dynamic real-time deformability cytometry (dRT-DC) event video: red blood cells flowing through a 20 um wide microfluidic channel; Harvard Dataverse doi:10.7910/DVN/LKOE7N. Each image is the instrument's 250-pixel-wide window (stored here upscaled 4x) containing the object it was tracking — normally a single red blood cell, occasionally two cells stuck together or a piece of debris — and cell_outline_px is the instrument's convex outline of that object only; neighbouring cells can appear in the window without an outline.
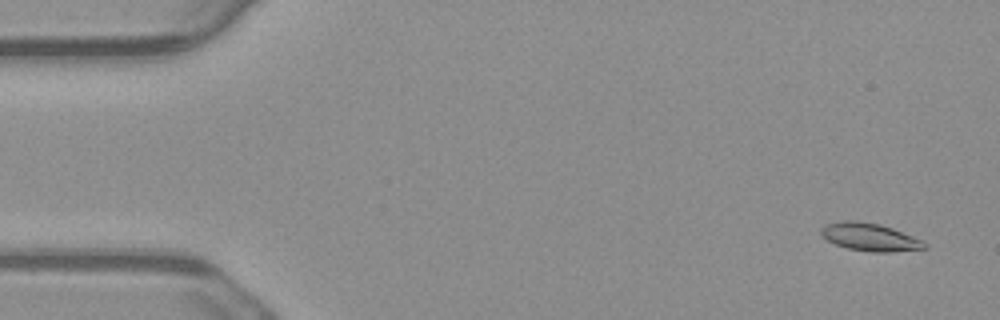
{"species": "common noctule bat (a hibernating species)", "species_latin": "Nyctalus noctula", "temperature_condition": "warm", "stored_images_in_passage": 5, "camera_frame_rate_fps": 3000, "um_per_image_px": 0.085, "animal": {"sex": "male", "body_mass_g": 23.1, "forearm_length_mm": 52.7}, "frame": {"image": 1, "passage_image": 1, "time_ms": 0.0, "image_size_px": [1000, 320], "cell_outline_px": [[928, 248], [892, 252], [872, 252], [848, 248], [836, 244], [820, 236], [820, 228], [824, 224], [844, 220], [856, 220], [880, 224], [892, 228], [912, 236], [928, 244]], "centroid_in_image_um": [73.91, 20.14], "position_along_channel_um": 11.1, "area_um2": 16.82}}
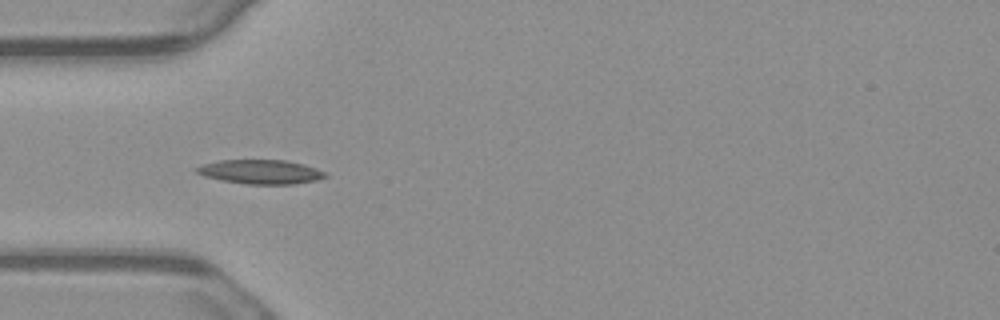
{"frame": {"image": 2, "passage_image": 5, "time_ms": 1.333, "image_size_px": [1000, 320], "cell_outline_px": [[328, 176], [316, 180], [292, 184], [248, 184], [220, 180], [204, 176], [196, 172], [192, 168], [204, 164], [220, 160], [284, 160], [304, 164], [328, 172]], "centroid_in_image_um": [22.15, 14.6], "position_along_channel_um": 62.8, "area_um2": 18.21}}